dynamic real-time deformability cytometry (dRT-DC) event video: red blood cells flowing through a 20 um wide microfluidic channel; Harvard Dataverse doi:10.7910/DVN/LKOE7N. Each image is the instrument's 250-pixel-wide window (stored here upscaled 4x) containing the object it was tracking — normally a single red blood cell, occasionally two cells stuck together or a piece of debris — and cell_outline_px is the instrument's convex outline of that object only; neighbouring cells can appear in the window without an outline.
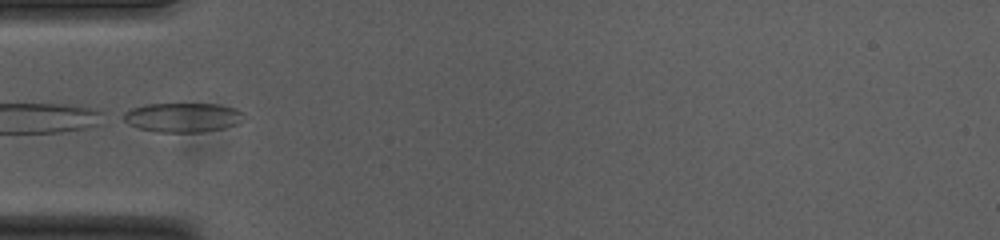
{"species": "common noctule bat (a hibernating species)", "species_latin": "Nyctalus noctula", "temperature_condition": "cold", "stored_images_in_passage": 20, "camera_frame_rate_fps": 3000, "um_per_image_px": 0.085, "animal": {"sex": "female", "body_mass_g": 23.0, "forearm_length_mm": 53.4}, "frame": {"image": 1, "passage_image": 1, "time_ms": 0.0, "image_size_px": [1000, 240], "cell_outline_px": [[244, 120], [240, 124], [224, 128], [200, 132], [156, 132], [140, 128], [128, 124], [116, 116], [132, 108], [148, 104], [216, 104], [236, 108], [244, 112]], "centroid_in_image_um": [15.52, 9.98], "position_along_channel_um": 69.5, "area_um2": 20.98}}